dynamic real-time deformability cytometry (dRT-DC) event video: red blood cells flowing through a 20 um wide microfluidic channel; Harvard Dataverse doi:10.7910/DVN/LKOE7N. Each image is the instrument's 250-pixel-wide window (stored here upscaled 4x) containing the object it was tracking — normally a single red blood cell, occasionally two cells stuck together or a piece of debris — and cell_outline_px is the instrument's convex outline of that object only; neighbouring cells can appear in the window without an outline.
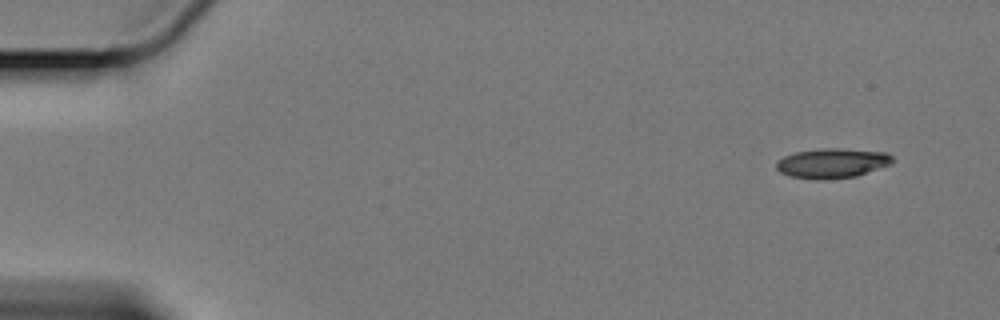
{"species": "Egyptian fruit bat (a non-hibernating species)", "species_latin": "Rousettus aegyptiacus", "temperature_condition": "cold", "stored_images_in_passage": 56, "camera_frame_rate_fps": 3000, "um_per_image_px": 0.085, "animal": {"sex": "female"}, "frame": {"image": 1, "passage_image": 1, "time_ms": 0.0, "image_size_px": [1000, 320], "cell_outline_px": [[896, 160], [892, 164], [856, 176], [828, 180], [816, 180], [788, 176], [780, 172], [776, 168], [776, 160], [784, 156], [796, 152], [820, 148], [840, 148], [888, 152]], "centroid_in_image_um": [70.75, 13.87], "position_along_channel_um": 14.3, "area_um2": 20.58}}
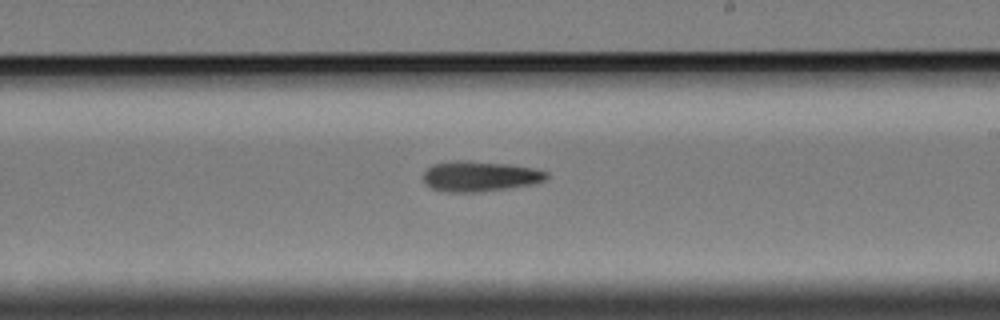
{"frame": {"image": 2, "passage_image": 32, "time_ms": 10.333, "image_size_px": [1000, 320], "cell_outline_px": [[548, 176], [544, 180], [532, 184], [504, 188], [472, 192], [448, 192], [432, 188], [424, 184], [424, 172], [432, 164], [456, 160], [464, 160], [508, 164], [532, 168], [548, 172]], "centroid_in_image_um": [40.74, 14.97], "position_along_channel_um": 248.3, "area_um2": 21.5}}
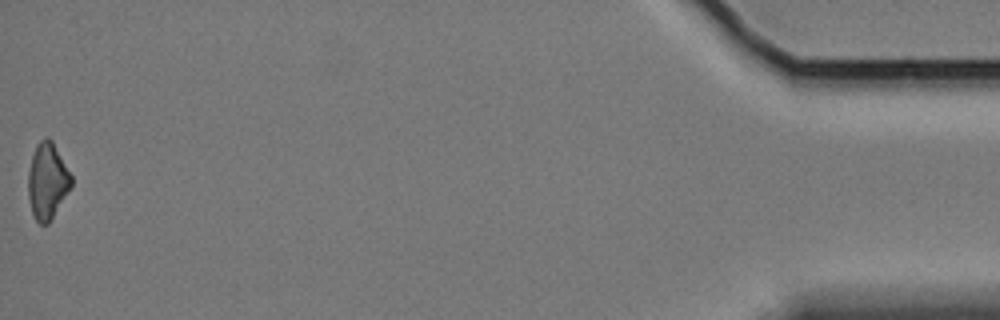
{"frame": {"image": 3, "passage_image": 56, "time_ms": 18.333, "image_size_px": [1000, 320], "cell_outline_px": [[72, 184], [48, 224], [40, 224], [36, 220], [32, 212], [28, 196], [28, 172], [32, 156], [36, 144], [44, 136], [48, 136], [52, 140], [72, 176]], "centroid_in_image_um": [4.01, 15.35], "position_along_channel_um": 431.2, "area_um2": 18.96}, "authors_computed_cell_mechanics": {"area_um2": 20.6057, "velocity_mm_per_s": 3.4019, "shape_relaxation_time_tau1_ms": 7.8843, "shape_relaxation_time_tau2_ms": null, "deformation_change_tau1": 0.1599, "deformation_change_tau2": null}}